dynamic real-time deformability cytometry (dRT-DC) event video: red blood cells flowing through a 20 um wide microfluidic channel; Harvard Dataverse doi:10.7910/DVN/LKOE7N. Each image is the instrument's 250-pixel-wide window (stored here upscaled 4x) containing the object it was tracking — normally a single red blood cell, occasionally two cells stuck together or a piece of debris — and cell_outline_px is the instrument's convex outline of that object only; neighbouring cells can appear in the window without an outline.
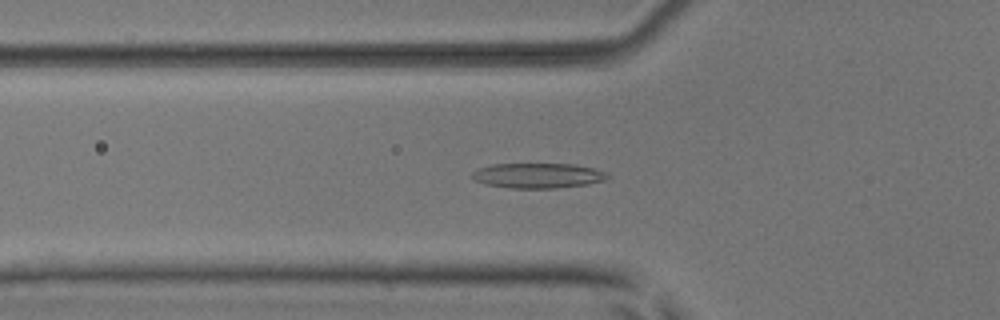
{"species": "common noctule bat (a hibernating species)", "species_latin": "Nyctalus noctula", "temperature_condition": "room temperature", "stored_images_in_passage": 39, "camera_frame_rate_fps": 3000, "um_per_image_px": 0.085, "animal": {"sex": "male", "body_mass_g": 17.9, "forearm_length_mm": 54.2}, "frame": {"image": 1, "passage_image": 5, "time_ms": 1.333, "image_size_px": [1000, 320], "cell_outline_px": [[612, 176], [604, 180], [588, 184], [556, 188], [512, 188], [484, 184], [476, 180], [472, 176], [472, 172], [480, 168], [492, 164], [572, 164], [596, 168], [608, 172]], "centroid_in_image_um": [45.79, 14.92], "position_along_channel_um": 80.0, "area_um2": 19.83}}
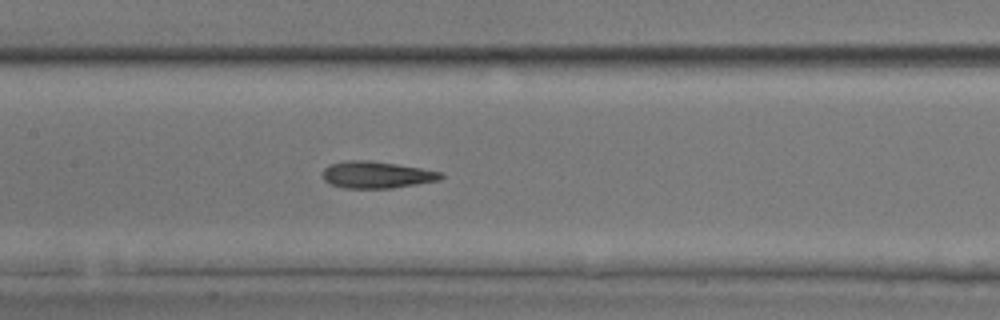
{"frame": {"image": 2, "passage_image": 12, "time_ms": 3.667, "image_size_px": [1000, 320], "cell_outline_px": [[444, 176], [440, 180], [392, 188], [344, 188], [332, 184], [324, 180], [324, 168], [328, 164], [348, 160], [372, 160], [444, 172]], "centroid_in_image_um": [32.03, 14.85], "position_along_channel_um": 175.4, "area_um2": 18.5}}
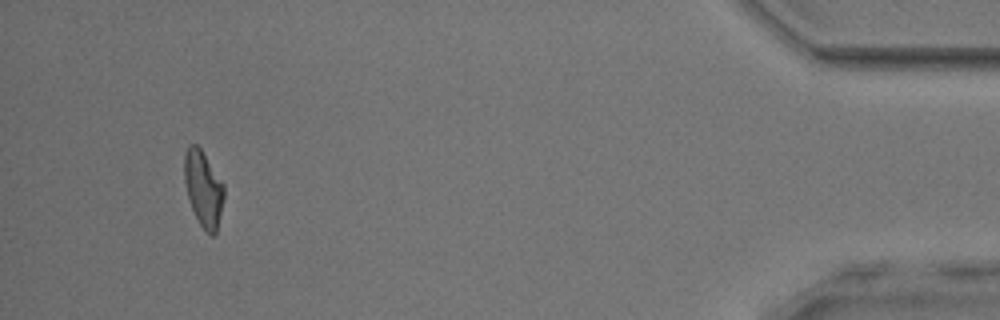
{"frame": {"image": 3, "passage_image": 35, "time_ms": 11.333, "image_size_px": [1000, 320], "cell_outline_px": [[224, 196], [216, 232], [212, 236], [200, 224], [192, 208], [188, 196], [184, 180], [184, 152], [192, 144], [196, 144], [200, 148], [224, 184]], "centroid_in_image_um": [17.28, 16.01], "position_along_channel_um": 417.9, "area_um2": 17.11}, "authors_computed_cell_mechanics": {"area_um2": 18.207, "velocity_mm_per_s": 4.0752, "shape_relaxation_time_tau1_ms": 7.2122, "shape_relaxation_time_tau2_ms": 1.8737, "deformation_change_tau1": 0.1732, "deformation_change_tau2": 0.1137}}